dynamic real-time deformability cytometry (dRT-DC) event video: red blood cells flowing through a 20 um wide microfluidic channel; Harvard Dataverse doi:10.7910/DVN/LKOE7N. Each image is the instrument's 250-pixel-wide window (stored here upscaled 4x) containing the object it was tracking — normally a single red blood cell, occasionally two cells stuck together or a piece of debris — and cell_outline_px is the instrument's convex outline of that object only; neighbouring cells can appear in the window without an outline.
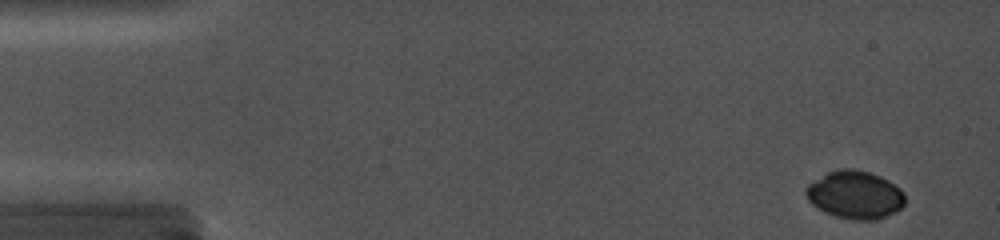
{"species": "common noctule bat (a hibernating species)", "species_latin": "Nyctalus noctula", "temperature_condition": "cold", "stored_images_in_passage": 36, "camera_frame_rate_fps": 5000, "um_per_image_px": 0.085, "animal": {"sex": "female", "body_mass_g": 19.0, "forearm_length_mm": 56.7}, "frame": {"image": 1, "passage_image": 2, "time_ms": 0.4, "image_size_px": [1000, 240], "cell_outline_px": [[904, 204], [900, 208], [876, 220], [852, 220], [836, 216], [824, 212], [812, 204], [808, 200], [804, 192], [804, 188], [808, 184], [828, 172], [840, 168], [852, 168], [868, 172], [880, 176], [888, 180], [900, 188], [904, 192]], "centroid_in_image_um": [72.65, 16.55], "position_along_channel_um": 12.4, "area_um2": 27.63}}
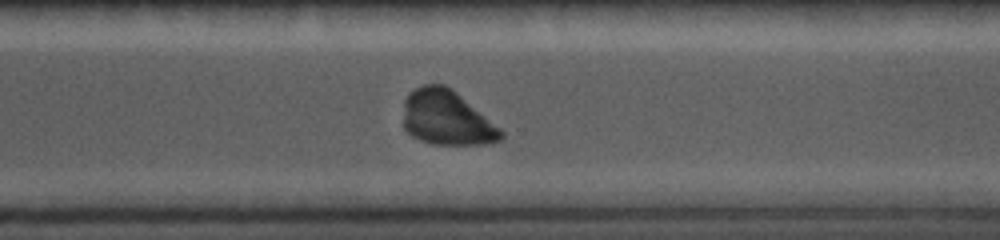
{"frame": {"image": 2, "passage_image": 31, "time_ms": 12.2, "image_size_px": [1000, 240], "cell_outline_px": [[504, 136], [500, 140], [492, 144], [432, 144], [420, 140], [412, 136], [404, 128], [404, 100], [416, 88], [424, 84], [444, 84], [452, 88], [500, 128], [504, 132]], "centroid_in_image_um": [37.99, 10.03], "position_along_channel_um": 332.6, "area_um2": 31.1}}
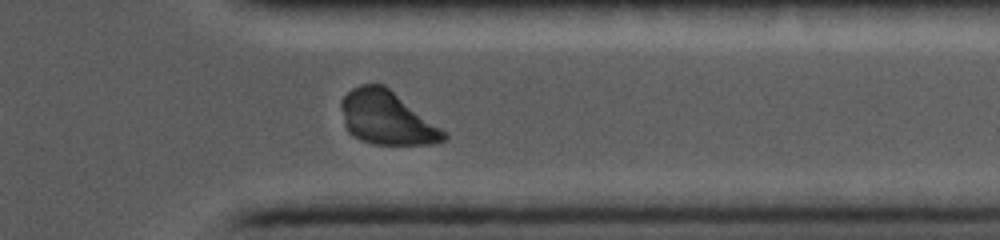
{"frame": {"image": 3, "passage_image": 34, "time_ms": 13.4, "image_size_px": [1000, 240], "cell_outline_px": [[448, 140], [432, 144], [376, 144], [360, 140], [352, 136], [348, 132], [344, 124], [340, 108], [340, 100], [352, 88], [360, 84], [384, 84], [448, 132]], "centroid_in_image_um": [32.89, 10.02], "position_along_channel_um": 378.5, "area_um2": 32.37}}